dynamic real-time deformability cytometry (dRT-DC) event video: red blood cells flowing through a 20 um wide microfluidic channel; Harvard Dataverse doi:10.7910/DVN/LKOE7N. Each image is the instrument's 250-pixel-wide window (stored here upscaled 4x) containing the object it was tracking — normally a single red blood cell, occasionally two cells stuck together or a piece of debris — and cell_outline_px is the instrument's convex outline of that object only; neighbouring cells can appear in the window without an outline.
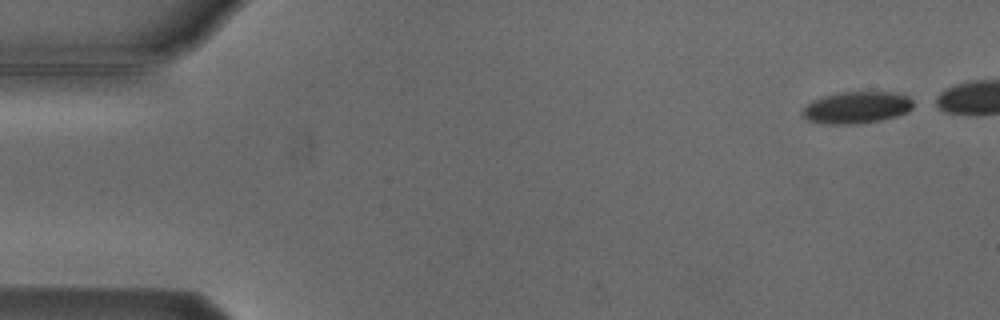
{"species": "Egyptian fruit bat (a non-hibernating species)", "species_latin": "Rousettus aegyptiacus", "temperature_condition": "cold", "stored_images_in_passage": 5, "camera_frame_rate_fps": 3000, "um_per_image_px": 0.085, "animal": {"sex": "male"}, "frame": {"image": 1, "passage_image": 1, "time_ms": 0.0, "image_size_px": [1000, 320], "cell_outline_px": [[912, 108], [908, 112], [896, 116], [880, 120], [856, 124], [824, 124], [808, 120], [800, 116], [800, 112], [804, 104], [812, 100], [824, 96], [840, 92], [896, 92], [908, 96], [912, 100]], "centroid_in_image_um": [72.76, 9.14], "position_along_channel_um": 12.2, "area_um2": 20.87}}